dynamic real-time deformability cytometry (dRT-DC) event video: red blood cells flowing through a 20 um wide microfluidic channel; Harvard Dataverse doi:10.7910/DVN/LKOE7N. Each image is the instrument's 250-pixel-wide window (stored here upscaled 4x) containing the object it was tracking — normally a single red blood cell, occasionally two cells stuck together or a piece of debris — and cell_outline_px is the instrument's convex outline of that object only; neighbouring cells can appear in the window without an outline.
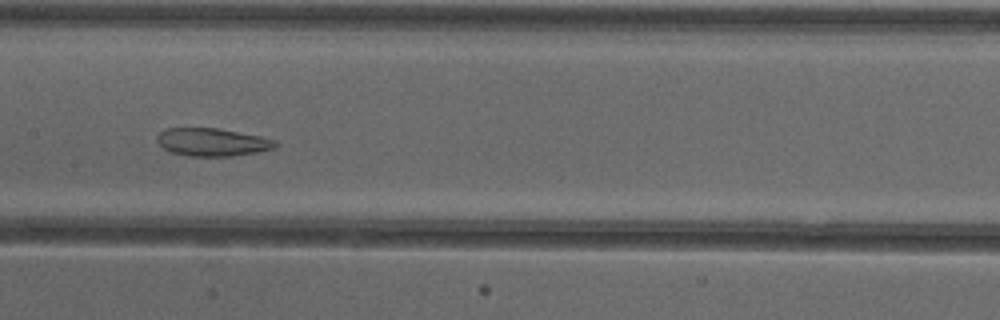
{"species": "common noctule bat (a hibernating species)", "species_latin": "Nyctalus noctula", "temperature_condition": "cold", "stored_images_in_passage": 52, "camera_frame_rate_fps": 3000, "um_per_image_px": 0.085, "animal": {"sex": "female"}, "frame": {"image": 1, "passage_image": 26, "time_ms": 8.333, "image_size_px": [1000, 320], "cell_outline_px": [[280, 144], [276, 148], [256, 152], [232, 156], [192, 156], [172, 152], [164, 148], [156, 140], [156, 136], [160, 132], [168, 128], [216, 128], [260, 136], [276, 140]], "centroid_in_image_um": [18.08, 12.08], "position_along_channel_um": 189.3, "area_um2": 19.13}}
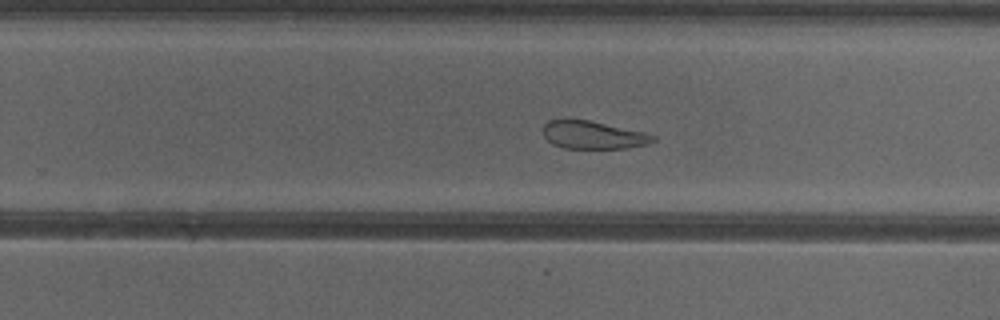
{"frame": {"image": 2, "passage_image": 33, "time_ms": 10.667, "image_size_px": [1000, 320], "cell_outline_px": [[656, 140], [648, 144], [624, 148], [564, 148], [552, 144], [544, 136], [544, 124], [548, 120], [564, 116], [568, 116], [588, 120], [644, 132], [656, 136]], "centroid_in_image_um": [50.35, 11.43], "position_along_channel_um": 279.5, "area_um2": 18.26}}
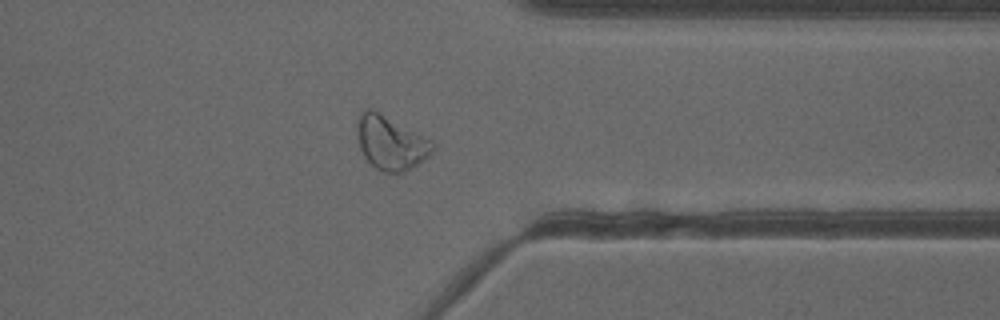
{"frame": {"image": 3, "passage_image": 41, "time_ms": 13.333, "image_size_px": [1000, 320], "cell_outline_px": [[436, 148], [428, 156], [404, 172], [380, 172], [364, 156], [360, 148], [356, 132], [356, 124], [360, 112], [364, 108], [372, 108], [380, 112], [432, 140], [436, 144]], "centroid_in_image_um": [33.19, 12.1], "position_along_channel_um": 378.2, "area_um2": 23.81}, "authors_computed_cell_mechanics": {"area_um2": 26.1256, "velocity_mm_per_s": 3.8845, "shape_relaxation_time_tau1_ms": null, "shape_relaxation_time_tau2_ms": 2.5308, "deformation_change_tau1": null, "deformation_change_tau2": 0.094}}